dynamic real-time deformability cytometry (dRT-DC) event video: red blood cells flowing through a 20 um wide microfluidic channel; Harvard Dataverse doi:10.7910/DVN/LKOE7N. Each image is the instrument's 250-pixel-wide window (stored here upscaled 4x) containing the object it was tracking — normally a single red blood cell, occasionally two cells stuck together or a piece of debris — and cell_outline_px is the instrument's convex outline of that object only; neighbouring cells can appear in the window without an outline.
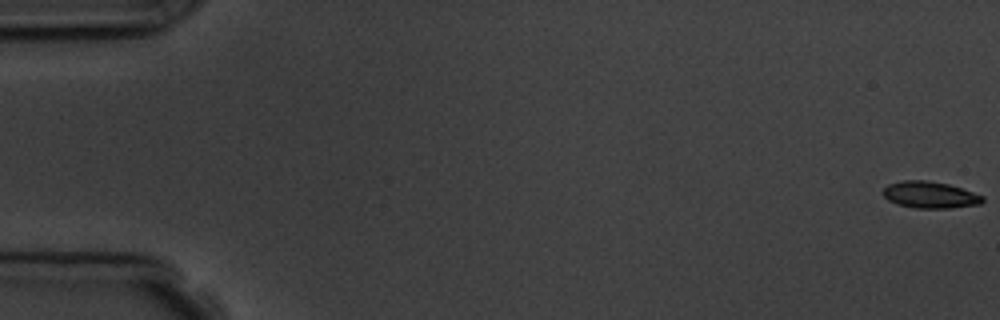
{"species": "common noctule bat (a hibernating species)", "species_latin": "Nyctalus noctula", "temperature_condition": "room temperature", "stored_images_in_passage": 5, "camera_frame_rate_fps": 3000, "um_per_image_px": 0.085, "animal": {"sex": "male", "body_mass_g": 19.5, "forearm_length_mm": 54.6}, "frame": {"image": 1, "passage_image": 1, "time_ms": 0.0, "image_size_px": [1000, 320], "cell_outline_px": [[984, 200], [980, 204], [948, 208], [916, 208], [896, 204], [888, 200], [880, 192], [888, 184], [904, 180], [928, 180], [948, 184], [984, 196]], "centroid_in_image_um": [79.01, 16.56], "position_along_channel_um": 6.0, "area_um2": 15.49}}